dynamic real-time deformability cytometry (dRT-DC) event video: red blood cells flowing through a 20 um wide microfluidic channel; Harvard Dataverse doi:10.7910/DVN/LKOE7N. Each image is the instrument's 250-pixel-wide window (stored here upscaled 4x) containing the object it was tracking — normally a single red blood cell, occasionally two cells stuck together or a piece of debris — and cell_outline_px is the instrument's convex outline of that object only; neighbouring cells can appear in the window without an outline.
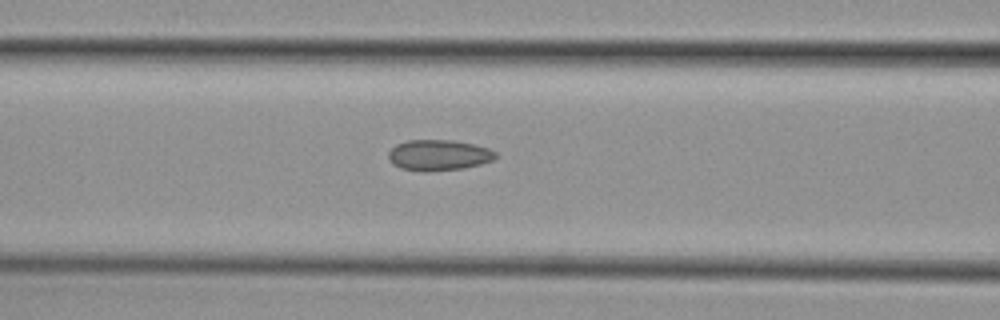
{"species": "common noctule bat (a hibernating species)", "species_latin": "Nyctalus noctula", "temperature_condition": "cold", "stored_images_in_passage": 18, "camera_frame_rate_fps": 3000, "um_per_image_px": 0.085, "animal": {"sex": "female", "body_mass_g": 29.2, "forearm_length_mm": 56.3}, "frame": {"image": 1, "passage_image": 13, "time_ms": 4.0, "image_size_px": [1000, 320], "cell_outline_px": [[496, 156], [492, 160], [480, 164], [464, 168], [428, 172], [420, 172], [400, 168], [392, 164], [388, 160], [388, 152], [396, 144], [408, 140], [452, 140], [472, 144], [488, 148], [496, 152]], "centroid_in_image_um": [37.23, 13.2], "position_along_channel_um": 129.4, "area_um2": 19.36}}
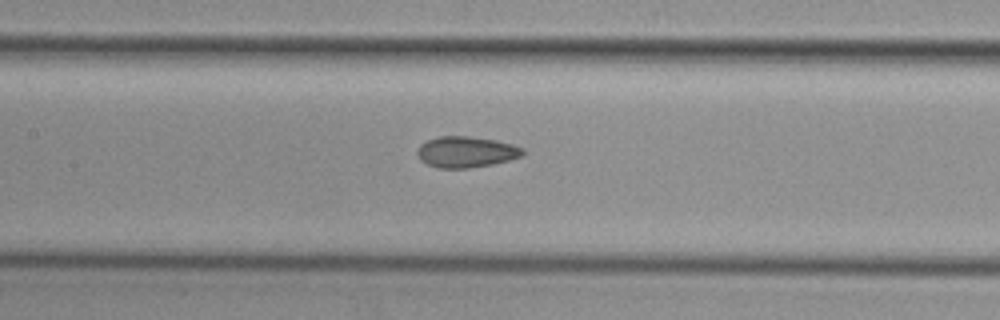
{"frame": {"image": 2, "passage_image": 16, "time_ms": 5.0, "image_size_px": [1000, 320], "cell_outline_px": [[524, 156], [492, 164], [468, 168], [440, 168], [428, 164], [420, 160], [416, 152], [420, 144], [428, 140], [440, 136], [468, 136], [496, 140], [512, 144], [524, 148]], "centroid_in_image_um": [39.63, 12.91], "position_along_channel_um": 167.8, "area_um2": 19.07}}